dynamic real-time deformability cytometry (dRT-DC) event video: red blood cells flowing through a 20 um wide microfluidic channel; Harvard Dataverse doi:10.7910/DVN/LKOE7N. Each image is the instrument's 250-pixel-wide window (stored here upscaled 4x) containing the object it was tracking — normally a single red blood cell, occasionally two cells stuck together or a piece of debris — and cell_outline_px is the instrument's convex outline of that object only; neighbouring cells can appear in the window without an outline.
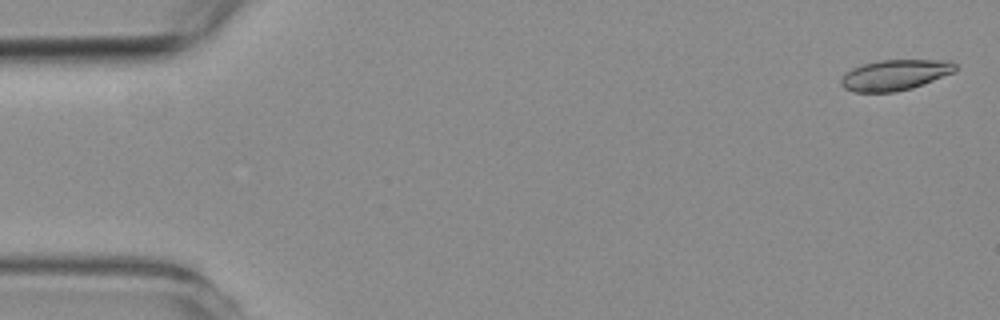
{"species": "common noctule bat (a hibernating species)", "species_latin": "Nyctalus noctula", "temperature_condition": "room temperature", "stored_images_in_passage": 6, "camera_frame_rate_fps": 3000, "um_per_image_px": 0.085, "animal": {"sex": "female", "body_mass_g": 19.3, "forearm_length_mm": 54.1}, "frame": {"image": 1, "passage_image": 2, "time_ms": 0.333, "image_size_px": [1000, 320], "cell_outline_px": [[956, 72], [912, 88], [896, 92], [852, 92], [844, 88], [840, 84], [840, 80], [844, 72], [852, 68], [864, 64], [880, 60], [952, 60], [956, 64]], "centroid_in_image_um": [76.07, 6.37], "position_along_channel_um": 8.9, "area_um2": 20.63}}